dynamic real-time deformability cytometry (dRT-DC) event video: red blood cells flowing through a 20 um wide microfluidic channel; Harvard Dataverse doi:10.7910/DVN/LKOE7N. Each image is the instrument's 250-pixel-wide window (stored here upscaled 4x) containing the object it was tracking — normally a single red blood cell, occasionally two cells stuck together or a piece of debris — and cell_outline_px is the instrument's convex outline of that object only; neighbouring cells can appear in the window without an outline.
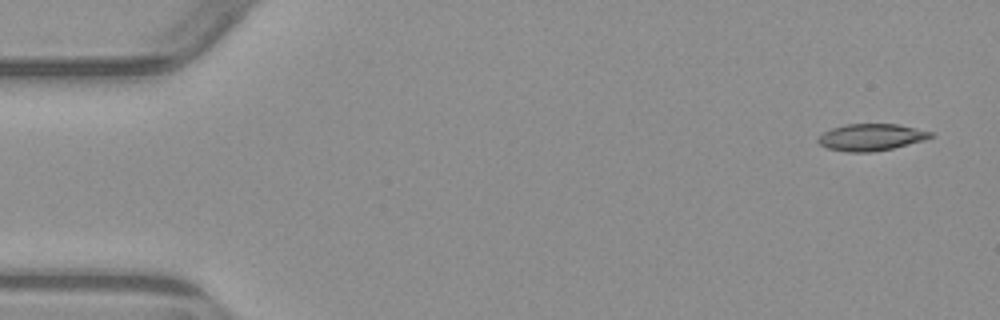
{"species": "common noctule bat (a hibernating species)", "species_latin": "Nyctalus noctula", "temperature_condition": "warm", "stored_images_in_passage": 6, "camera_frame_rate_fps": 3000, "um_per_image_px": 0.085, "animal": {"sex": "male", "body_mass_g": 23.1, "forearm_length_mm": 52.7}, "frame": {"image": 1, "passage_image": 1, "time_ms": 0.0, "image_size_px": [1000, 320], "cell_outline_px": [[936, 136], [924, 140], [892, 148], [872, 152], [848, 152], [828, 148], [820, 144], [816, 140], [824, 132], [832, 128], [844, 124], [896, 124], [932, 132]], "centroid_in_image_um": [74.04, 11.66], "position_along_channel_um": 11.0, "area_um2": 17.46}}
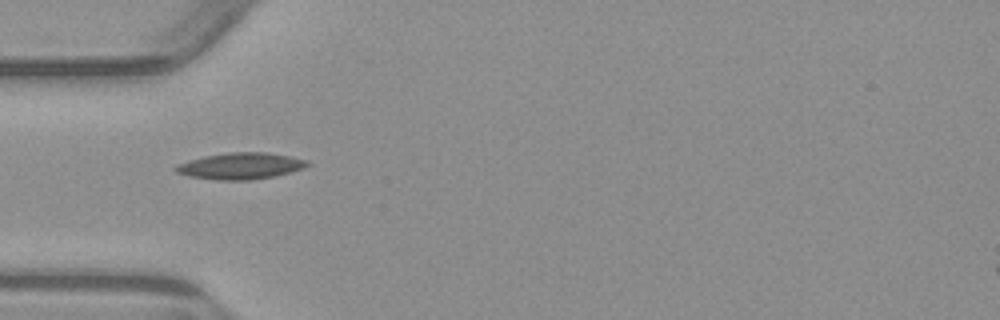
{"frame": {"image": 2, "passage_image": 5, "time_ms": 4.667, "image_size_px": [1000, 320], "cell_outline_px": [[312, 164], [304, 168], [292, 172], [252, 180], [216, 180], [188, 176], [176, 172], [172, 168], [176, 164], [204, 156], [228, 152], [268, 152], [308, 160]], "centroid_in_image_um": [20.44, 14.1], "position_along_channel_um": 64.6, "area_um2": 20.46}}
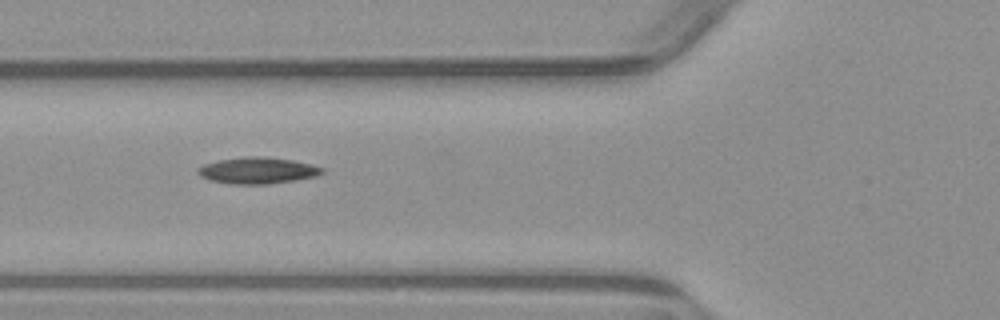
{"frame": {"image": 3, "passage_image": 6, "time_ms": 5.667, "image_size_px": [1000, 320], "cell_outline_px": [[324, 172], [316, 176], [296, 180], [268, 184], [232, 184], [208, 180], [200, 176], [196, 172], [196, 168], [204, 164], [220, 160], [244, 156], [264, 156], [292, 160], [312, 164], [324, 168]], "centroid_in_image_um": [21.88, 14.49], "position_along_channel_um": 103.9, "area_um2": 19.31}}